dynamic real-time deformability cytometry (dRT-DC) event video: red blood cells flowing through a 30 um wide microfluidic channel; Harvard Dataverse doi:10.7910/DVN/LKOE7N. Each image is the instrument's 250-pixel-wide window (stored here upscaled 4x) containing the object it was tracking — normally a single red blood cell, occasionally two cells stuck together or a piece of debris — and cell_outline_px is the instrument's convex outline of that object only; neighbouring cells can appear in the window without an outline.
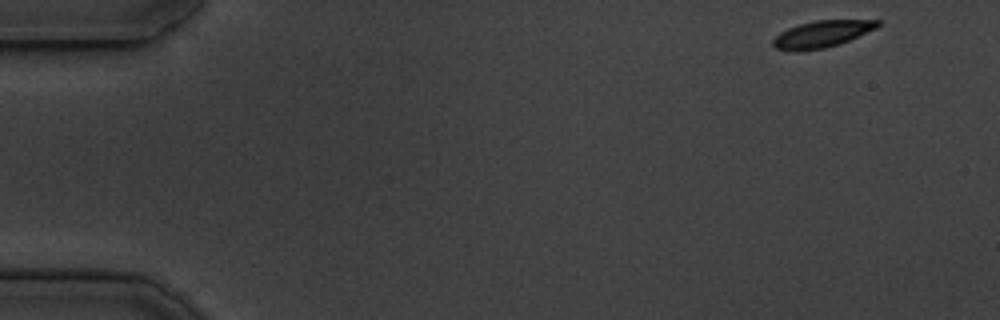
{"species": "common noctule bat (a hibernating species)", "species_latin": "Nyctalus noctula", "temperature_condition": "cold", "stored_images_in_passage": 12, "camera_frame_rate_fps": 3000, "um_per_image_px": 0.085, "animal": {"sex": "male", "body_mass_g": 19.5, "forearm_length_mm": 54.6}, "frame": {"image": 1, "passage_image": 1, "time_ms": 0.0, "image_size_px": [1000, 320], "cell_outline_px": [[880, 24], [876, 28], [840, 44], [824, 48], [776, 48], [772, 44], [772, 40], [780, 32], [788, 28], [800, 24], [816, 20], [880, 20]], "centroid_in_image_um": [69.93, 2.84], "position_along_channel_um": 15.1, "area_um2": 15.55}}